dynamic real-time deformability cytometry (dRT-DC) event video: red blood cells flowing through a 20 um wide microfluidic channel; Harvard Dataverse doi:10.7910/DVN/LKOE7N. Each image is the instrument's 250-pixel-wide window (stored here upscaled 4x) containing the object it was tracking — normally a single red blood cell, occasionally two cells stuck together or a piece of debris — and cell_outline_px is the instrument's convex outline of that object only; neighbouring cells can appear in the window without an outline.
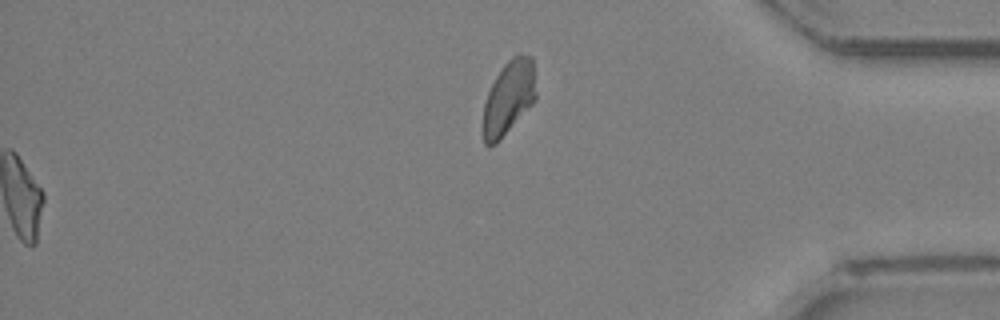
{"species": "Egyptian fruit bat (a non-hibernating species)", "species_latin": "Rousettus aegyptiacus", "temperature_condition": "room temperature", "stored_images_in_passage": 32, "segment_of_instrument_passage": [2, 2], "camera_frame_rate_fps": 3000, "um_per_image_px": 0.085, "animal": {"sex": "female"}, "frame": {"image": 1, "passage_image": 32, "time_ms": 10.333, "image_size_px": [1000, 320], "cell_outline_px": [[536, 100], [496, 144], [488, 148], [484, 144], [484, 104], [488, 92], [496, 76], [504, 64], [512, 56], [520, 52], [532, 56], [536, 92]], "centroid_in_image_um": [43.26, 8.28], "position_along_channel_um": 391.9, "area_um2": 22.77}}